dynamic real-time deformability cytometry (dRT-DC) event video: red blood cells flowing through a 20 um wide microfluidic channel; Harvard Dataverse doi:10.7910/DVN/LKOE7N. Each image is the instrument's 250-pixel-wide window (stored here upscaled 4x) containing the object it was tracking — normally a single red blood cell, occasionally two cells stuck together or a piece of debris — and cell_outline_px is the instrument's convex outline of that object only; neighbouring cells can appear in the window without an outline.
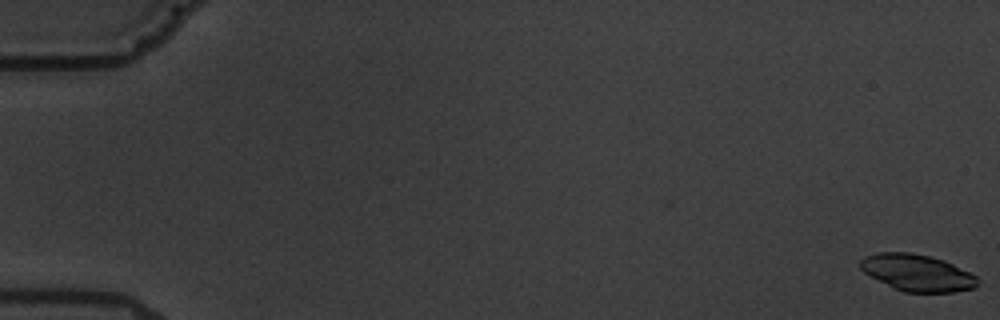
{"species": "common noctule bat (a hibernating species)", "species_latin": "Nyctalus noctula", "temperature_condition": "warm", "stored_images_in_passage": 6, "camera_frame_rate_fps": 3000, "um_per_image_px": 0.085, "animal": {"sex": "male", "body_mass_g": 19.5, "forearm_length_mm": 54.6}, "frame": {"image": 1, "passage_image": 1, "time_ms": 0.0, "image_size_px": [1000, 320], "cell_outline_px": [[980, 284], [976, 288], [956, 292], [904, 292], [864, 272], [860, 268], [860, 260], [864, 256], [876, 252], [908, 252], [928, 256], [944, 260], [976, 276]], "centroid_in_image_um": [77.99, 23.18], "position_along_channel_um": 7.0, "area_um2": 24.85}}
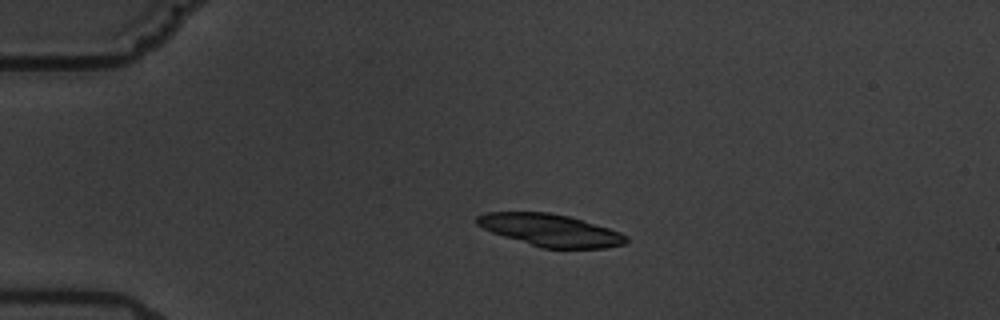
{"frame": {"image": 2, "passage_image": 4, "time_ms": 4.667, "image_size_px": [1000, 320], "cell_outline_px": [[628, 240], [624, 244], [604, 248], [540, 248], [492, 232], [476, 224], [476, 216], [488, 212], [548, 212], [568, 216], [608, 228], [620, 232], [628, 236]], "centroid_in_image_um": [46.78, 19.57], "position_along_channel_um": 38.2, "area_um2": 27.8}}